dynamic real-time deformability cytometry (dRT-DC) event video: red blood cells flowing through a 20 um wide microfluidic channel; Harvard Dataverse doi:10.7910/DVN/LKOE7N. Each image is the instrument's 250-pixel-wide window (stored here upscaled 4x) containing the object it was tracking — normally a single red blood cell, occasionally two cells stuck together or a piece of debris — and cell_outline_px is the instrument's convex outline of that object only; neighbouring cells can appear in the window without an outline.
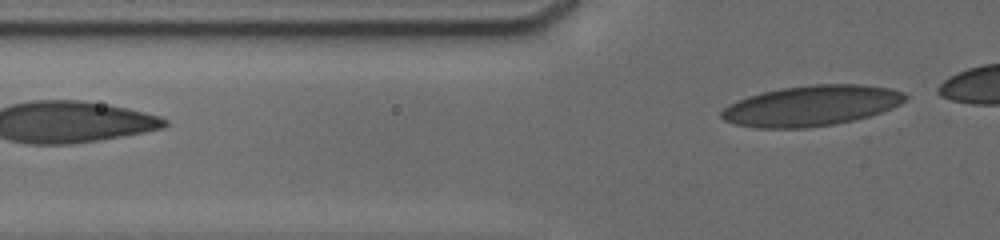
{"species": "human", "species_latin": "Homo sapiens", "temperature_condition": "cold", "stored_images_in_passage": 5, "segment_of_instrument_passage": [2, 2], "camera_frame_rate_fps": 3000, "um_per_image_px": 0.085, "donor": {"sex": "male"}, "frame": {"image": 1, "passage_image": 5, "time_ms": 2.667, "image_size_px": [1000, 240], "cell_outline_px": [[908, 96], [900, 104], [892, 108], [868, 116], [852, 120], [832, 124], [808, 128], [756, 128], [736, 124], [724, 120], [720, 116], [720, 112], [728, 104], [748, 96], [780, 88], [812, 84], [860, 84], [888, 88], [904, 92]], "centroid_in_image_um": [68.94, 8.98], "position_along_channel_um": 56.9, "area_um2": 43.23}}